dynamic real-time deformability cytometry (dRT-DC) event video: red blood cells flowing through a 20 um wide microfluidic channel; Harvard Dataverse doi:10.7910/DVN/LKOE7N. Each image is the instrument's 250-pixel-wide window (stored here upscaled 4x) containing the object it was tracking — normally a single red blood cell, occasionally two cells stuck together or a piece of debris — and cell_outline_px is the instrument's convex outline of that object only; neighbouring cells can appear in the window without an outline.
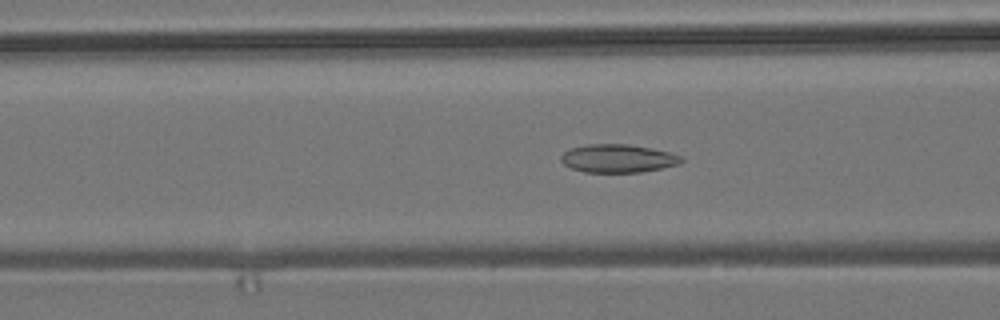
{"species": "common noctule bat (a hibernating species)", "species_latin": "Nyctalus noctula", "temperature_condition": "room temperature", "stored_images_in_passage": 56, "camera_frame_rate_fps": 3000, "um_per_image_px": 0.085, "animal": {"sex": "male", "body_mass_g": 19.2, "forearm_length_mm": 51.8}, "frame": {"image": 1, "passage_image": 22, "time_ms": 7.0, "image_size_px": [1000, 320], "cell_outline_px": [[684, 160], [680, 164], [640, 172], [584, 172], [572, 168], [564, 164], [560, 160], [560, 156], [568, 148], [584, 144], [628, 144], [668, 152], [680, 156]], "centroid_in_image_um": [52.47, 13.46], "position_along_channel_um": 114.1, "area_um2": 19.71}}
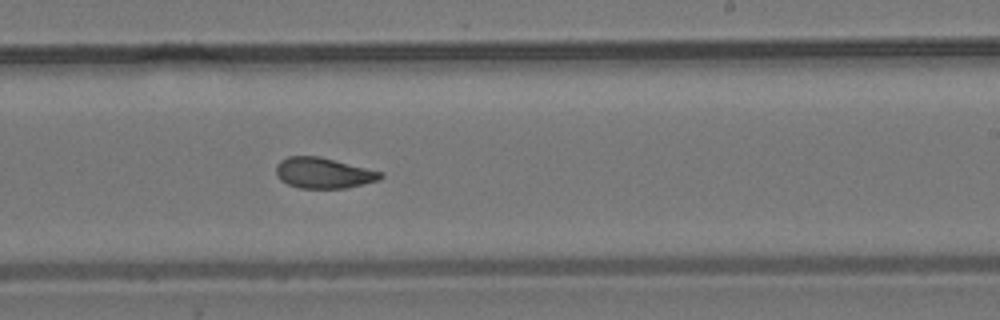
{"frame": {"image": 2, "passage_image": 34, "time_ms": 11.0, "image_size_px": [1000, 320], "cell_outline_px": [[384, 176], [380, 180], [344, 188], [300, 188], [288, 184], [280, 180], [276, 176], [276, 164], [280, 160], [288, 156], [320, 156], [384, 172]], "centroid_in_image_um": [27.49, 14.69], "position_along_channel_um": 261.5, "area_um2": 18.84}}
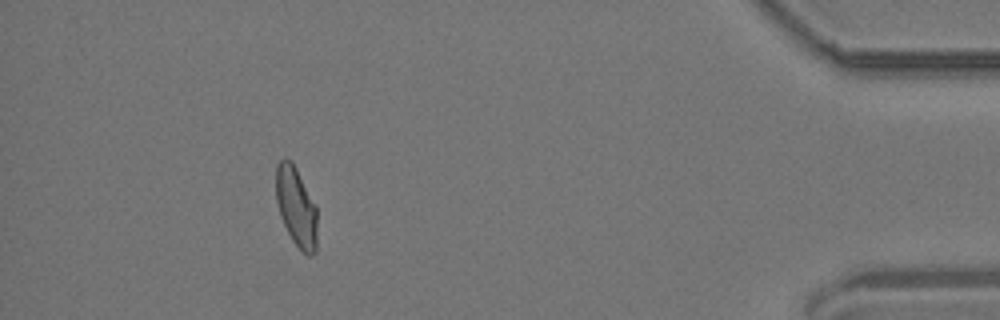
{"frame": {"image": 3, "passage_image": 51, "time_ms": 16.667, "image_size_px": [1000, 320], "cell_outline_px": [[316, 252], [312, 256], [308, 256], [292, 240], [280, 216], [276, 200], [276, 164], [284, 156], [292, 160], [316, 204]], "centroid_in_image_um": [25.17, 17.53], "position_along_channel_um": 410.0, "area_um2": 19.25}, "authors_computed_cell_mechanics": {"area_um2": 19.7098, "velocity_mm_per_s": 3.6914, "shape_relaxation_time_tau1_ms": null, "shape_relaxation_time_tau2_ms": 2.0313, "deformation_change_tau1": null, "deformation_change_tau2": 0.0594}}